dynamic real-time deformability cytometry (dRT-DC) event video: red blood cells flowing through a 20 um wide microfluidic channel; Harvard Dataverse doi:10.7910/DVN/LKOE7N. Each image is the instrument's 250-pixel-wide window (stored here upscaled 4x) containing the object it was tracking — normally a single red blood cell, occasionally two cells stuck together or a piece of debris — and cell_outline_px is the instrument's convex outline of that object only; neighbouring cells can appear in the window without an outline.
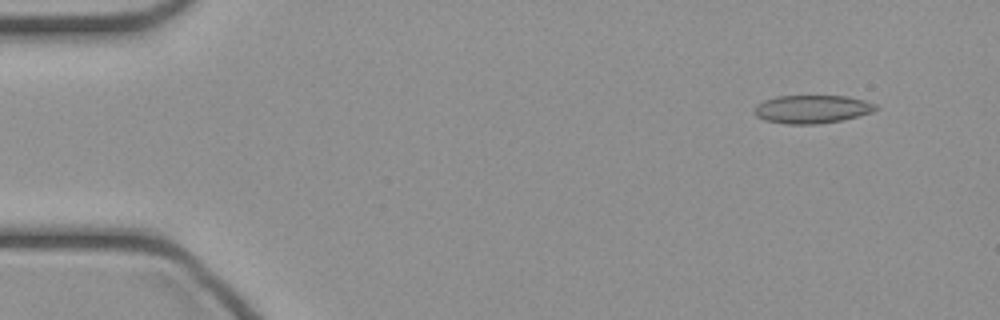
{"species": "common noctule bat (a hibernating species)", "species_latin": "Nyctalus noctula", "temperature_condition": "cold", "stored_images_in_passage": 46, "camera_frame_rate_fps": 3000, "um_per_image_px": 0.085, "animal": {"sex": "female", "body_mass_g": 21.9}, "frame": {"image": 1, "passage_image": 4, "time_ms": 1.0, "image_size_px": [1000, 320], "cell_outline_px": [[880, 108], [872, 112], [840, 120], [816, 124], [784, 124], [764, 120], [756, 116], [752, 112], [756, 104], [764, 100], [776, 96], [848, 96], [864, 100], [876, 104]], "centroid_in_image_um": [68.98, 9.27], "position_along_channel_um": 16.0, "area_um2": 20.06}}
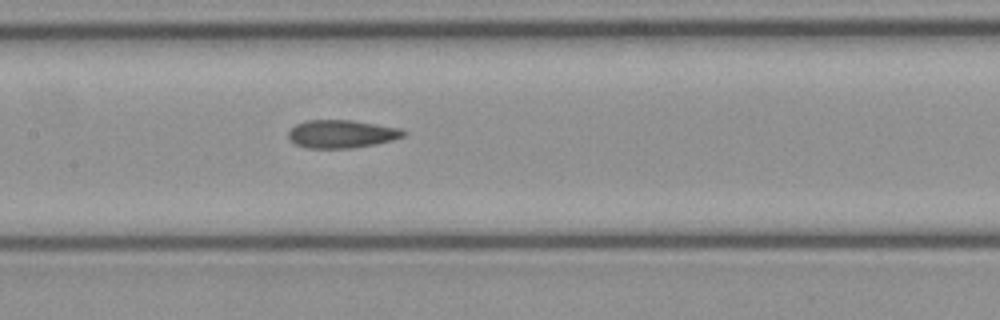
{"frame": {"image": 2, "passage_image": 22, "time_ms": 7.0, "image_size_px": [1000, 320], "cell_outline_px": [[408, 132], [404, 136], [392, 140], [376, 144], [352, 148], [308, 148], [296, 144], [288, 136], [288, 132], [296, 124], [308, 120], [352, 120], [400, 128]], "centroid_in_image_um": [29.07, 11.38], "position_along_channel_um": 178.3, "area_um2": 18.73}}
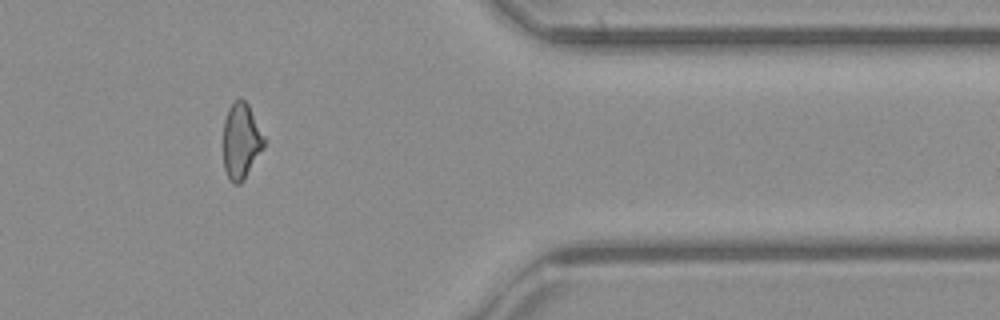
{"frame": {"image": 3, "passage_image": 38, "time_ms": 12.333, "image_size_px": [1000, 320], "cell_outline_px": [[268, 140], [264, 148], [244, 180], [240, 184], [232, 184], [228, 180], [224, 168], [224, 120], [228, 108], [240, 96], [248, 104]], "centroid_in_image_um": [20.53, 12.0], "position_along_channel_um": 390.9, "area_um2": 18.5}}